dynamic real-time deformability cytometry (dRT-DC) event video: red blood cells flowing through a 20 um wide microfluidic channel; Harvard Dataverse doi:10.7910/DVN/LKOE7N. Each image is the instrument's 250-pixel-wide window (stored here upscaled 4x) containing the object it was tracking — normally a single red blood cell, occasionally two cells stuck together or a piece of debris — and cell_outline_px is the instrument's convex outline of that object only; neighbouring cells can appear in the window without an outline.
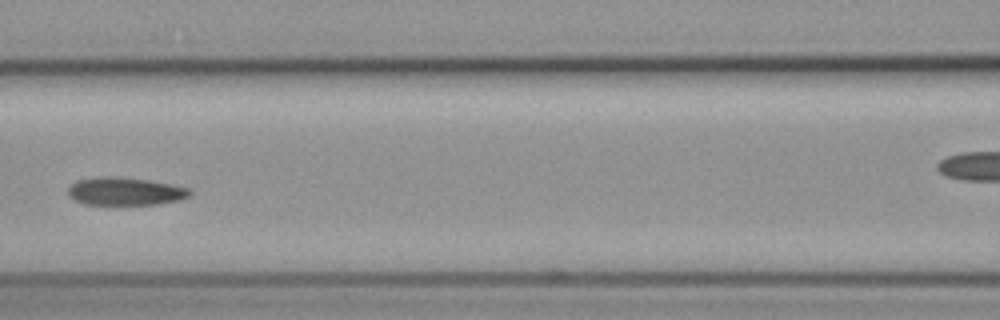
{"species": "common noctule bat (a hibernating species)", "species_latin": "Nyctalus noctula", "temperature_condition": "cold", "stored_images_in_passage": 7, "segment_of_instrument_passage": [1, 2], "camera_frame_rate_fps": 3000, "um_per_image_px": 0.085, "animal": {"sex": "female", "body_mass_g": 19.3, "forearm_length_mm": 54.1}, "frame": {"image": 1, "passage_image": 6, "time_ms": 6.667, "image_size_px": [1000, 320], "cell_outline_px": [[192, 192], [188, 196], [180, 200], [156, 204], [84, 204], [72, 200], [68, 196], [68, 188], [76, 180], [96, 176], [120, 176], [148, 180], [172, 184], [188, 188]], "centroid_in_image_um": [10.59, 16.25], "position_along_channel_um": 156.0, "area_um2": 20.0}}